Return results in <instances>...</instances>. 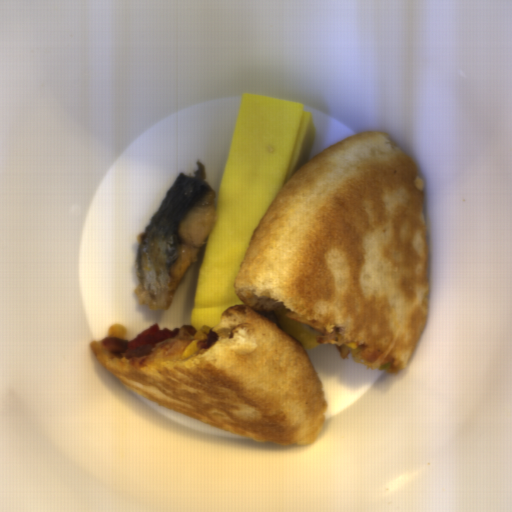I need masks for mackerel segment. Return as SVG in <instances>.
I'll use <instances>...</instances> for the list:
<instances>
[{
  "instance_id": "mackerel-segment-1",
  "label": "mackerel segment",
  "mask_w": 512,
  "mask_h": 512,
  "mask_svg": "<svg viewBox=\"0 0 512 512\" xmlns=\"http://www.w3.org/2000/svg\"><path fill=\"white\" fill-rule=\"evenodd\" d=\"M192 175L180 173L155 215L137 235L135 258L139 279L134 292L139 304L166 310L185 274L216 229L215 193L204 180L206 170L195 162Z\"/></svg>"
}]
</instances>
